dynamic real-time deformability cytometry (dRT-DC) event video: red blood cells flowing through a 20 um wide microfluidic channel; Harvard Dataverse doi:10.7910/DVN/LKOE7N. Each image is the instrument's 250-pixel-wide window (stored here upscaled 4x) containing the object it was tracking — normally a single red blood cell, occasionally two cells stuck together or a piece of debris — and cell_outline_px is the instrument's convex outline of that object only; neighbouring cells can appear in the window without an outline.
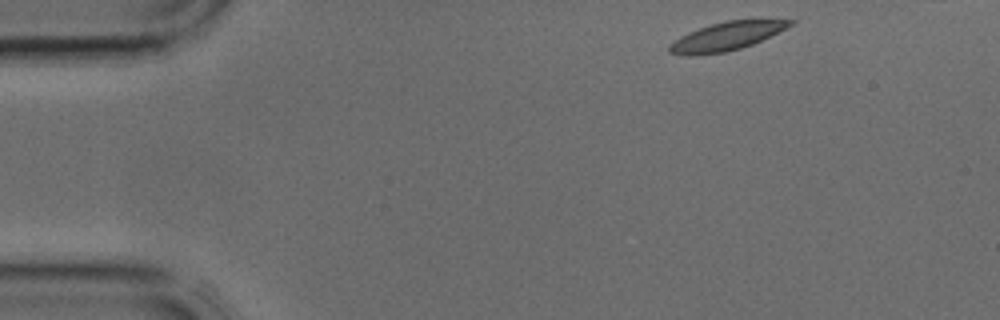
{"species": "common noctule bat (a hibernating species)", "species_latin": "Nyctalus noctula", "temperature_condition": "cold", "stored_images_in_passage": 2, "camera_frame_rate_fps": 3000, "um_per_image_px": 0.085, "animal": {"sex": "male", "body_mass_g": 17.9, "forearm_length_mm": 54.2}, "frame": {"image": 1, "passage_image": 1, "time_ms": 0.0, "image_size_px": [1000, 320], "cell_outline_px": [[796, 20], [792, 24], [752, 44], [740, 48], [724, 52], [696, 56], [688, 56], [668, 52], [668, 44], [680, 36], [688, 32], [712, 24], [728, 20]], "centroid_in_image_um": [61.64, 3.11], "position_along_channel_um": 23.4, "area_um2": 19.54}}